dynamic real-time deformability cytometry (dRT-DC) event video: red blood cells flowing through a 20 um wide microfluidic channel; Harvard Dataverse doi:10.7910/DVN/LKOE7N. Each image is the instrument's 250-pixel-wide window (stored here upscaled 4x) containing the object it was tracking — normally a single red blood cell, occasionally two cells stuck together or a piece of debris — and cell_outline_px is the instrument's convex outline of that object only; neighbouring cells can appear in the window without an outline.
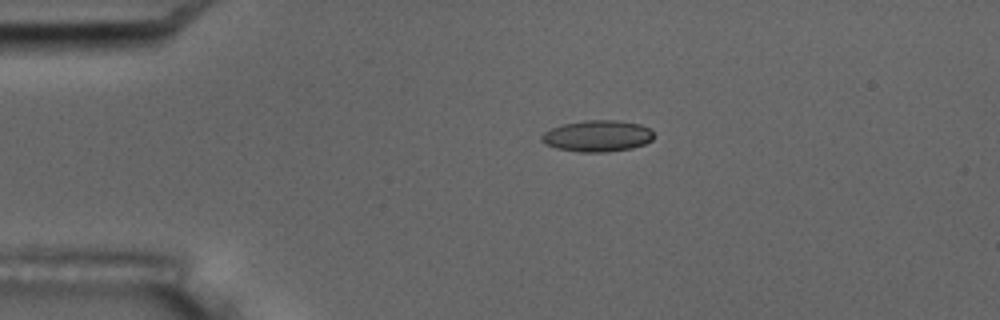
{"species": "common noctule bat (a hibernating species)", "species_latin": "Nyctalus noctula", "temperature_condition": "room temperature", "stored_images_in_passage": 14, "camera_frame_rate_fps": 3000, "um_per_image_px": 0.085, "animal": {"sex": "male", "body_mass_g": 17.5, "forearm_length_mm": 52.3}, "frame": {"image": 1, "passage_image": 1, "time_ms": 0.0, "image_size_px": [1000, 320], "cell_outline_px": [[656, 136], [652, 140], [644, 144], [632, 148], [608, 152], [580, 152], [556, 148], [544, 144], [540, 140], [540, 136], [544, 132], [552, 128], [564, 124], [584, 120], [616, 120], [640, 124], [648, 128]], "centroid_in_image_um": [50.77, 11.56], "position_along_channel_um": 34.2, "area_um2": 20.63}}
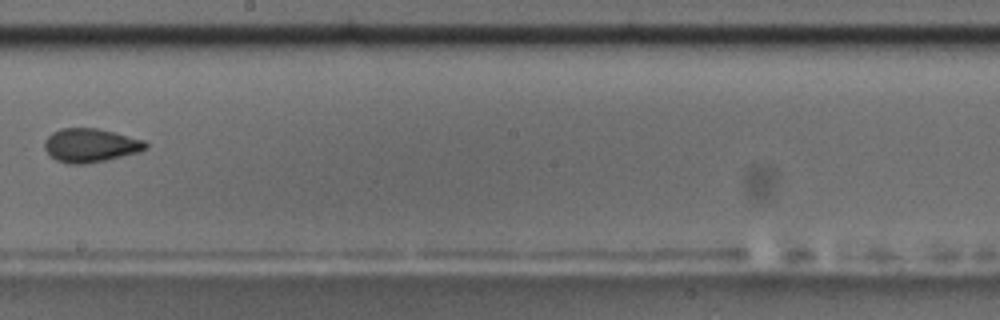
{"frame": {"image": 2, "passage_image": 7, "time_ms": 7.0, "image_size_px": [1000, 320], "cell_outline_px": [[148, 148], [136, 152], [104, 160], [84, 164], [68, 164], [56, 160], [44, 148], [44, 140], [52, 132], [60, 128], [96, 128], [144, 140], [148, 144]], "centroid_in_image_um": [7.65, 12.34], "position_along_channel_um": 240.6, "area_um2": 19.59}, "authors_computed_cell_mechanics": {"area_um2": 19.7676, "velocity_mm_per_s": 3.5413, "shape_relaxation_time_tau1_ms": 11.2322, "shape_relaxation_time_tau2_ms": 1.7204, "deformation_change_tau1": 0.1978, "deformation_change_tau2": 0.0605}}